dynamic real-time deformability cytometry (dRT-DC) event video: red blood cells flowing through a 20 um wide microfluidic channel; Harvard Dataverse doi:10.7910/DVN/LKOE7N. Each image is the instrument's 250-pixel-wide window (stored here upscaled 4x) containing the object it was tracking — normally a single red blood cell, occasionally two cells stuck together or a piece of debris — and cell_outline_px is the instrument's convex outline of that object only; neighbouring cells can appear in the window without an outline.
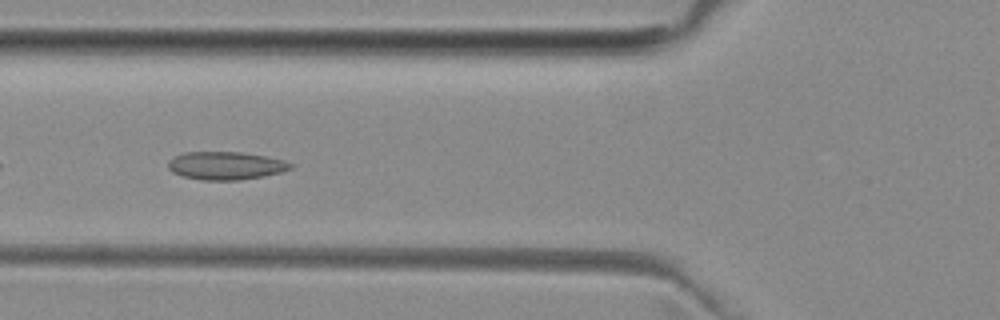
{"species": "common noctule bat (a hibernating species)", "species_latin": "Nyctalus noctula", "temperature_condition": "room temperature", "stored_images_in_passage": 37, "camera_frame_rate_fps": 3000, "um_per_image_px": 0.085, "animal": {"sex": "female", "body_mass_g": 29.2, "forearm_length_mm": 56.3}, "frame": {"image": 1, "passage_image": 5, "time_ms": 1.333, "image_size_px": [1000, 320], "cell_outline_px": [[296, 164], [292, 168], [280, 172], [264, 176], [240, 180], [200, 180], [184, 176], [172, 172], [168, 168], [168, 160], [184, 152], [240, 152], [264, 156], [284, 160]], "centroid_in_image_um": [19.2, 14.08], "position_along_channel_um": 106.6, "area_um2": 20.0}}
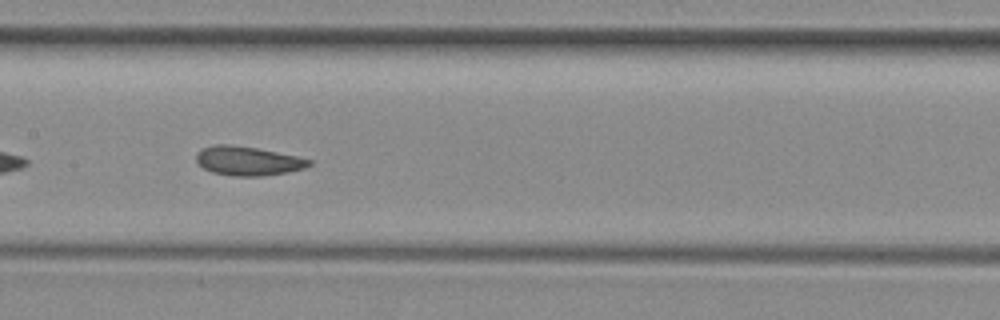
{"frame": {"image": 2, "passage_image": 11, "time_ms": 3.333, "image_size_px": [1000, 320], "cell_outline_px": [[312, 164], [304, 168], [288, 172], [260, 176], [232, 176], [212, 172], [204, 168], [196, 160], [196, 152], [204, 148], [216, 144], [228, 144], [256, 148], [296, 156], [312, 160]], "centroid_in_image_um": [21.06, 13.68], "position_along_channel_um": 186.3, "area_um2": 18.96}}
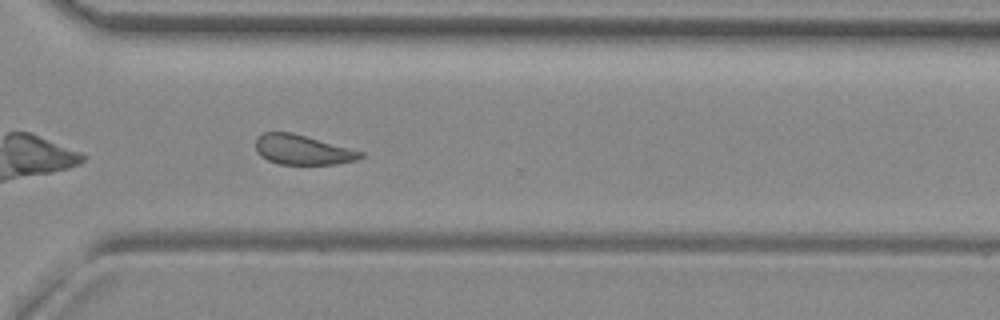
{"frame": {"image": 3, "passage_image": 23, "time_ms": 7.333, "image_size_px": [1000, 320], "cell_outline_px": [[364, 156], [356, 160], [336, 164], [280, 164], [268, 160], [260, 156], [256, 152], [256, 136], [264, 132], [292, 132], [364, 152]], "centroid_in_image_um": [25.69, 12.73], "position_along_channel_um": 344.9, "area_um2": 18.21}, "authors_computed_cell_mechanics": {"area_um2": 19.0162, "velocity_mm_per_s": 3.9729, "shape_relaxation_time_tau1_ms": null, "shape_relaxation_time_tau2_ms": 2.4078, "deformation_change_tau1": null, "deformation_change_tau2": 0.0834}}